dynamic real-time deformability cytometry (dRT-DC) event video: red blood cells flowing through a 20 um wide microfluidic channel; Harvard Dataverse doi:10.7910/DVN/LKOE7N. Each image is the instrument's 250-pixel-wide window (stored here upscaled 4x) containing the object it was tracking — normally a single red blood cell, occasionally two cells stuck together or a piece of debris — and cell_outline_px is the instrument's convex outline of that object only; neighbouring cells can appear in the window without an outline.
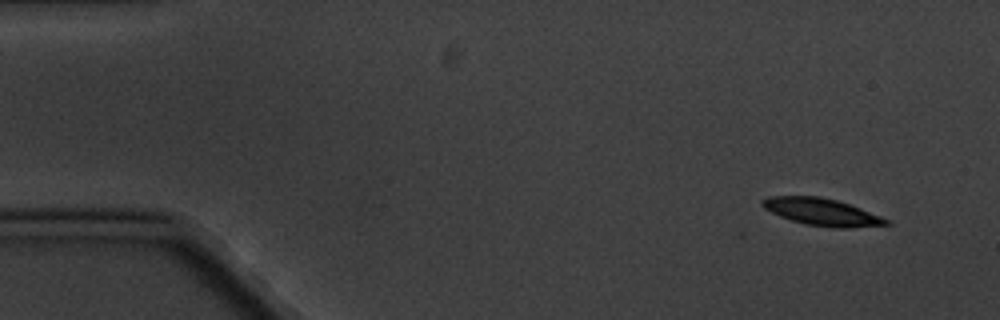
{"species": "common noctule bat (a hibernating species)", "species_latin": "Nyctalus noctula", "temperature_condition": "cold", "stored_images_in_passage": 4, "camera_frame_rate_fps": 3000, "um_per_image_px": 0.085, "animal": {"sex": "male", "body_mass_g": 20.1, "forearm_length_mm": 53.5}, "frame": {"image": 1, "passage_image": 1, "time_ms": 0.0, "image_size_px": [1000, 320], "cell_outline_px": [[892, 224], [848, 228], [832, 228], [804, 224], [780, 216], [764, 208], [760, 204], [760, 200], [768, 196], [820, 196], [836, 200], [848, 204], [892, 220]], "centroid_in_image_um": [69.86, 18.02], "position_along_channel_um": 15.1, "area_um2": 19.65}}